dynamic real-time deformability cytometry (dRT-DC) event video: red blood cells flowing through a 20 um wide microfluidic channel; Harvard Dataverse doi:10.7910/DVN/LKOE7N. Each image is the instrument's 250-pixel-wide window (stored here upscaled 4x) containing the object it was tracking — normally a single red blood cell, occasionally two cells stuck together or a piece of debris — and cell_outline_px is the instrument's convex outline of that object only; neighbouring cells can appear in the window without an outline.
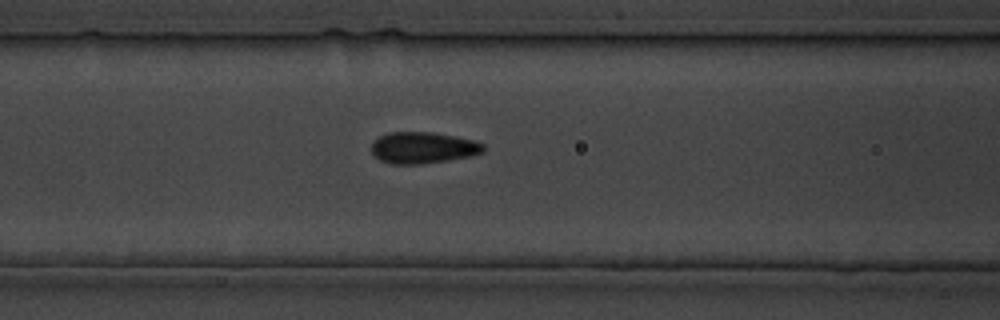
{"species": "common noctule bat (a hibernating species)", "species_latin": "Nyctalus noctula", "temperature_condition": "cold", "stored_images_in_passage": 30, "camera_frame_rate_fps": 3000, "um_per_image_px": 0.085, "animal": {"sex": "male", "body_mass_g": 19.5, "forearm_length_mm": 54.6}, "frame": {"image": 1, "passage_image": 9, "time_ms": 9.333, "image_size_px": [1000, 320], "cell_outline_px": [[484, 152], [472, 156], [448, 160], [420, 164], [392, 164], [380, 160], [372, 152], [372, 144], [380, 136], [388, 132], [432, 132], [456, 136], [476, 140], [484, 144]], "centroid_in_image_um": [36.0, 12.55], "position_along_channel_um": 130.6, "area_um2": 20.58}}
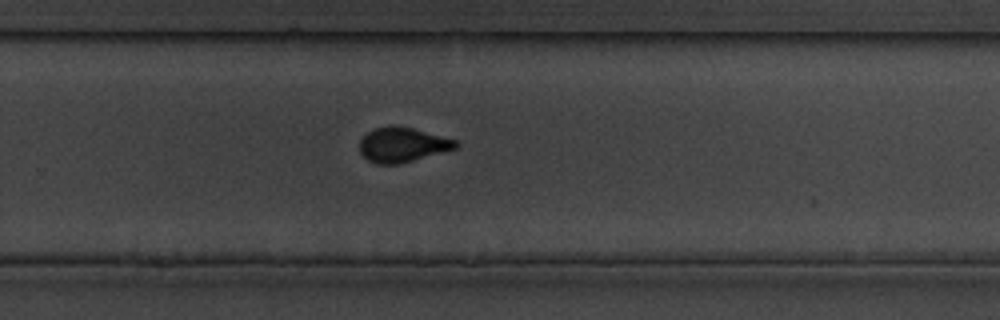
{"frame": {"image": 2, "passage_image": 18, "time_ms": 20.667, "image_size_px": [1000, 320], "cell_outline_px": [[460, 144], [456, 148], [400, 164], [376, 164], [368, 160], [360, 152], [360, 140], [368, 132], [376, 128], [412, 128], [456, 140]], "centroid_in_image_um": [34.21, 12.34], "position_along_channel_um": 295.6, "area_um2": 18.79}}
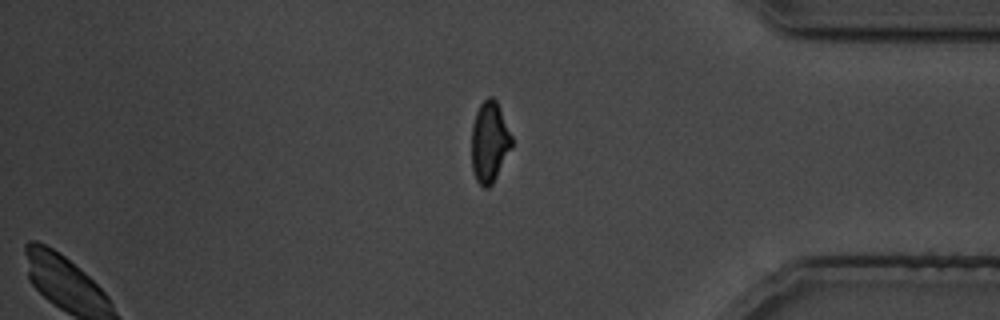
{"frame": {"image": 3, "passage_image": 24, "time_ms": 28.667, "image_size_px": [1000, 320], "cell_outline_px": [[512, 148], [492, 184], [488, 188], [484, 188], [476, 180], [472, 168], [472, 124], [476, 112], [480, 104], [488, 96], [492, 96], [496, 100], [500, 108], [512, 136]], "centroid_in_image_um": [41.61, 12.06], "position_along_channel_um": 393.6, "area_um2": 18.96}}